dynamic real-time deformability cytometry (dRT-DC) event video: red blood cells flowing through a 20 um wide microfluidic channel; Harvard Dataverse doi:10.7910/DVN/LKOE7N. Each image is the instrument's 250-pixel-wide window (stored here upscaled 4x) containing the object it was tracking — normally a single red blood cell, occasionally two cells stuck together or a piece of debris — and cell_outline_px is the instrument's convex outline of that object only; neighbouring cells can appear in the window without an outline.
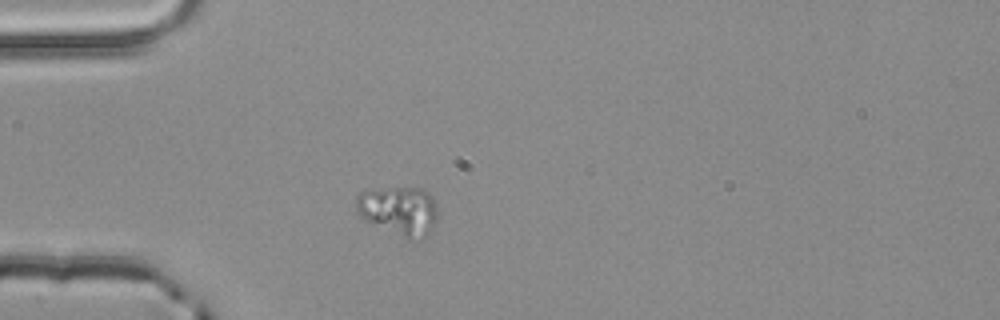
{"species": "common noctule bat (a hibernating species)", "species_latin": "Nyctalus noctula", "temperature_condition": "room temperature", "stored_images_in_passage": 1, "camera_frame_rate_fps": 3000, "um_per_image_px": 0.085, "animal": {"sex": "male", "body_mass_g": 20.4}, "frame": {"image": 1, "passage_image": 1, "time_ms": 0.0, "image_size_px": [1000, 320], "cell_outline_px": [[436, 220], [432, 232], [428, 236], [420, 240], [408, 240], [364, 220], [356, 212], [356, 196], [360, 192], [396, 188], [424, 188], [432, 196], [436, 204]], "centroid_in_image_um": [33.94, 17.95], "position_along_channel_um": 51.1, "area_um2": 23.52}}